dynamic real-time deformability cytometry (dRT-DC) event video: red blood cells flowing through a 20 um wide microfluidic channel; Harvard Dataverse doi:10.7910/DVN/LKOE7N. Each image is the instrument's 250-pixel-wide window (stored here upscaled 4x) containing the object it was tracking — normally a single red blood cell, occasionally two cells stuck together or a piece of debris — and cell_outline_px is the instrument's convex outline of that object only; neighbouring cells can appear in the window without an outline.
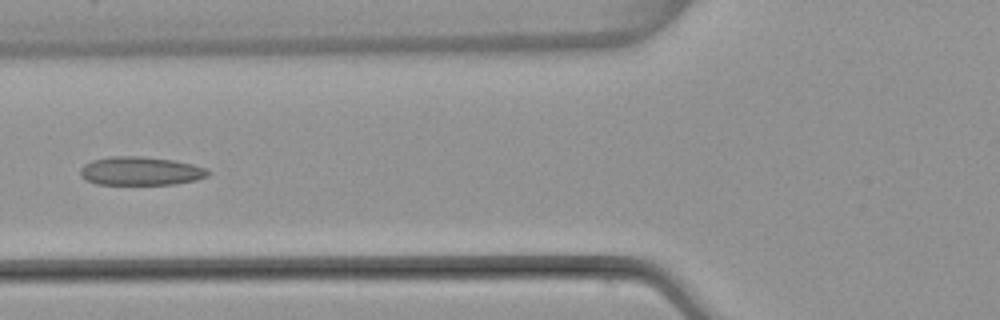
{"species": "common noctule bat (a hibernating species)", "species_latin": "Nyctalus noctula", "temperature_condition": "warm", "stored_images_in_passage": 6, "camera_frame_rate_fps": 3000, "um_per_image_px": 0.085, "animal": {"sex": "female", "body_mass_g": 22.7, "forearm_length_mm": 54.2}, "frame": {"image": 1, "passage_image": 6, "time_ms": 6.0, "image_size_px": [1000, 320], "cell_outline_px": [[208, 176], [196, 180], [176, 184], [96, 184], [84, 180], [80, 176], [80, 168], [84, 164], [92, 160], [112, 156], [140, 156], [172, 160], [192, 164], [208, 168]], "centroid_in_image_um": [11.92, 14.54], "position_along_channel_um": 113.9, "area_um2": 21.33}}